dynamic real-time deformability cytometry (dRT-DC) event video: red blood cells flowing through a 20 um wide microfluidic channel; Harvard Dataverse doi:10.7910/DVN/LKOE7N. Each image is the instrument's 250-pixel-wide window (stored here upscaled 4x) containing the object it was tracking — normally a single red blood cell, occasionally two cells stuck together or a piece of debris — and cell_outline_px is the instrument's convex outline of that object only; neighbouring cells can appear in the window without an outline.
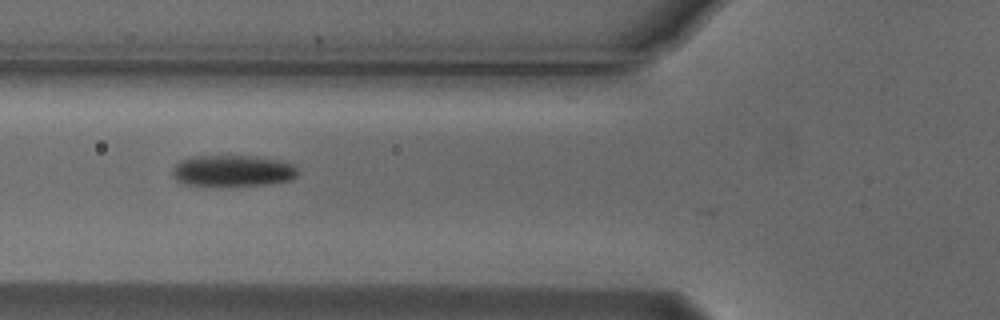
{"species": "Egyptian fruit bat (a non-hibernating species)", "species_latin": "Rousettus aegyptiacus", "temperature_condition": "cold", "stored_images_in_passage": 30, "camera_frame_rate_fps": 3000, "um_per_image_px": 0.085, "animal": {"sex": "male"}, "frame": {"image": 1, "passage_image": 2, "time_ms": 0.333, "image_size_px": [1000, 320], "cell_outline_px": [[300, 172], [292, 180], [264, 184], [184, 184], [176, 180], [172, 176], [172, 172], [176, 164], [180, 160], [192, 156], [256, 156], [280, 160], [292, 164]], "centroid_in_image_um": [19.8, 14.49], "position_along_channel_um": 106.0, "area_um2": 22.48}}
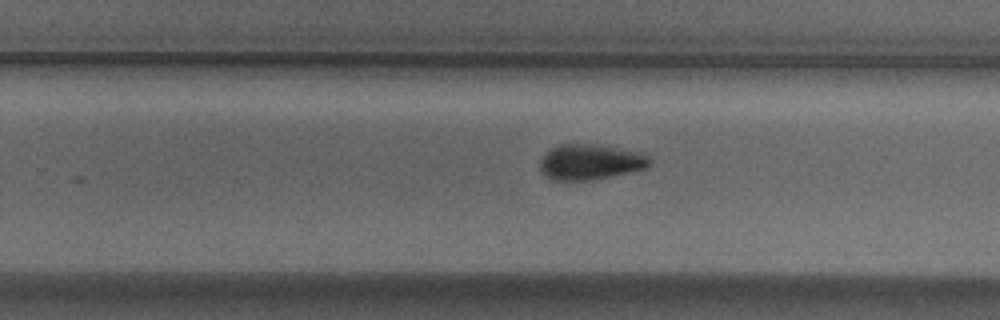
{"frame": {"image": 2, "passage_image": 16, "time_ms": 5.0, "image_size_px": [1000, 320], "cell_outline_px": [[652, 160], [648, 168], [592, 180], [552, 180], [540, 172], [540, 160], [552, 148], [560, 144], [596, 144], [648, 152]], "centroid_in_image_um": [50.26, 13.76], "position_along_channel_um": 279.5, "area_um2": 23.06}}
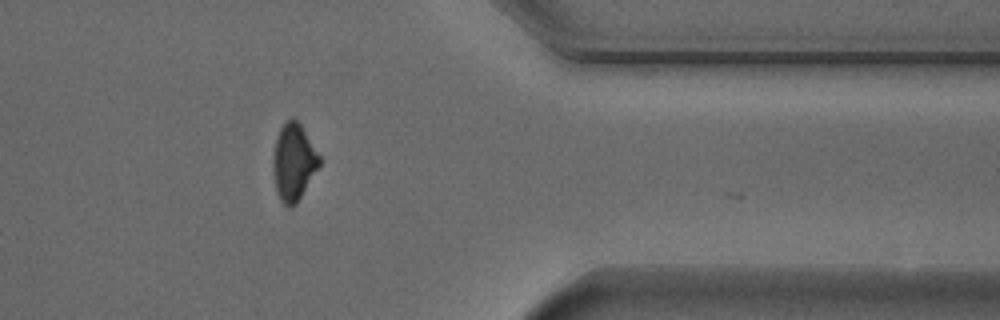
{"frame": {"image": 3, "passage_image": 26, "time_ms": 8.333, "image_size_px": [1000, 320], "cell_outline_px": [[320, 164], [296, 204], [292, 208], [288, 208], [280, 200], [276, 192], [272, 168], [272, 160], [276, 140], [280, 128], [292, 116], [300, 124], [320, 156]], "centroid_in_image_um": [24.93, 13.81], "position_along_channel_um": 386.5, "area_um2": 20.58}, "authors_computed_cell_mechanics": {"area_um2": 22.4264, "velocity_mm_per_s": 3.7337, "shape_relaxation_time_tau1_ms": 1.7294, "shape_relaxation_time_tau2_ms": null, "deformation_change_tau1": 0.0925, "deformation_change_tau2": null}}